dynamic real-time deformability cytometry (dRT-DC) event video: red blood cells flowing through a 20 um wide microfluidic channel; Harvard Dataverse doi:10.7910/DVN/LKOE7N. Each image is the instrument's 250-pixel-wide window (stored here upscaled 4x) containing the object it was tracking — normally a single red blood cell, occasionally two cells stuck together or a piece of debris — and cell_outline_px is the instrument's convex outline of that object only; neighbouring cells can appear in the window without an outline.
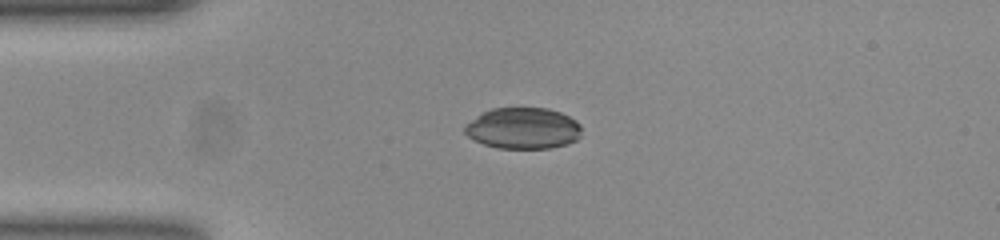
{"species": "common noctule bat (a hibernating species)", "species_latin": "Nyctalus noctula", "temperature_condition": "room temperature", "stored_images_in_passage": 33, "camera_frame_rate_fps": 3000, "um_per_image_px": 0.085, "animal": {"sex": "female", "body_mass_g": 23.0, "forearm_length_mm": 53.4}, "frame": {"image": 1, "passage_image": 1, "time_ms": 0.0, "image_size_px": [1000, 240], "cell_outline_px": [[580, 136], [576, 140], [568, 144], [548, 148], [496, 148], [484, 144], [468, 136], [464, 132], [464, 128], [472, 120], [484, 112], [492, 108], [548, 108], [560, 112], [576, 120], [580, 124]], "centroid_in_image_um": [44.49, 10.91], "position_along_channel_um": 40.5, "area_um2": 27.86}}
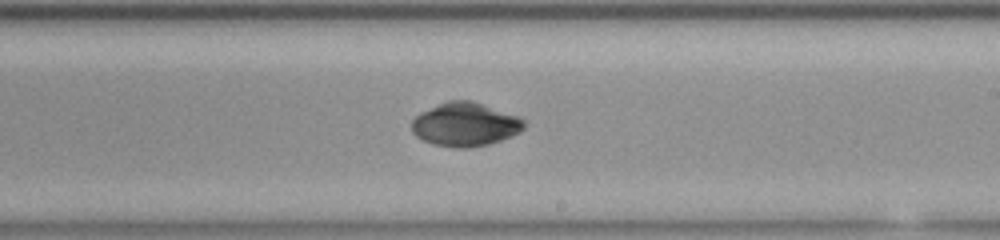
{"frame": {"image": 2, "passage_image": 19, "time_ms": 6.0, "image_size_px": [1000, 240], "cell_outline_px": [[524, 128], [520, 132], [512, 136], [488, 144], [468, 148], [456, 148], [432, 144], [416, 136], [412, 132], [412, 120], [420, 112], [448, 100], [472, 100], [520, 116], [524, 120]], "centroid_in_image_um": [39.55, 10.57], "position_along_channel_um": 249.4, "area_um2": 28.73}}
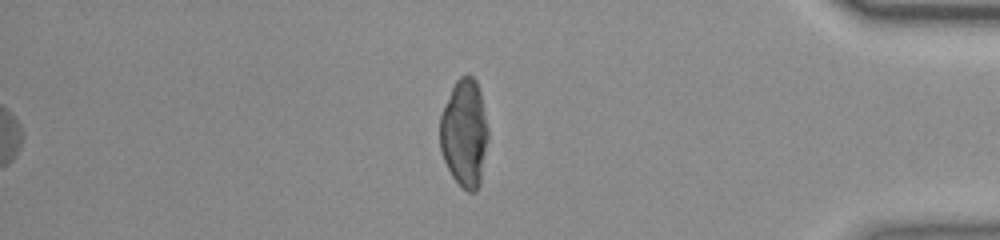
{"frame": {"image": 3, "passage_image": 33, "time_ms": 10.667, "image_size_px": [1000, 240], "cell_outline_px": [[488, 140], [480, 184], [476, 192], [468, 192], [452, 176], [444, 160], [440, 148], [440, 116], [452, 88], [456, 80], [460, 76], [468, 72], [476, 80], [480, 88], [488, 128]], "centroid_in_image_um": [39.49, 11.29], "position_along_channel_um": 395.7, "area_um2": 30.46}, "authors_computed_cell_mechanics": {"area_um2": 28.5532, "velocity_mm_per_s": 3.8743, "shape_relaxation_time_tau1_ms": 5.7254, "shape_relaxation_time_tau2_ms": 9.1817, "deformation_change_tau1": 0.165, "deformation_change_tau2": 0.0189}}